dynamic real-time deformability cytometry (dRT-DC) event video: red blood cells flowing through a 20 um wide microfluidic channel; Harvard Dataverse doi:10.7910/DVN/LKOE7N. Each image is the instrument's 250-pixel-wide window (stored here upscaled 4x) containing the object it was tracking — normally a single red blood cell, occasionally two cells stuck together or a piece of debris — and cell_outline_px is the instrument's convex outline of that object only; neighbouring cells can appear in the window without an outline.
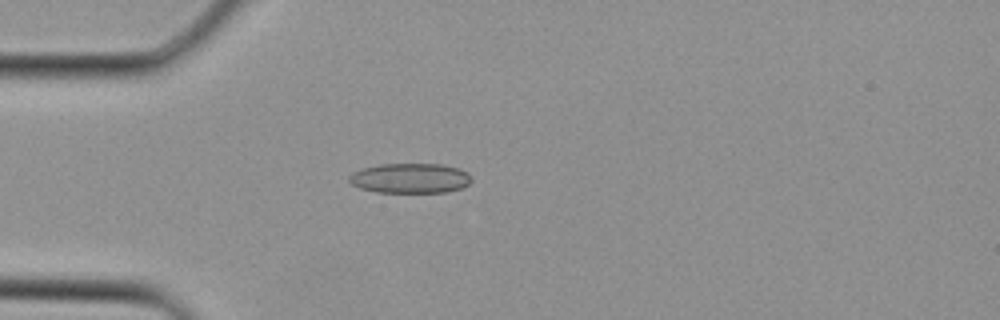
{"species": "Egyptian fruit bat (a non-hibernating species)", "species_latin": "Rousettus aegyptiacus", "temperature_condition": "cold", "stored_images_in_passage": 3, "camera_frame_rate_fps": 3000, "um_per_image_px": 0.085, "animal": {"sex": "female"}, "frame": {"image": 1, "passage_image": 3, "time_ms": 0.667, "image_size_px": [1000, 320], "cell_outline_px": [[472, 180], [468, 184], [460, 188], [448, 192], [376, 192], [360, 188], [352, 184], [348, 180], [348, 176], [352, 172], [360, 168], [380, 164], [444, 164], [460, 168], [468, 172], [472, 176]], "centroid_in_image_um": [34.87, 15.14], "position_along_channel_um": 50.1, "area_um2": 21.62}}